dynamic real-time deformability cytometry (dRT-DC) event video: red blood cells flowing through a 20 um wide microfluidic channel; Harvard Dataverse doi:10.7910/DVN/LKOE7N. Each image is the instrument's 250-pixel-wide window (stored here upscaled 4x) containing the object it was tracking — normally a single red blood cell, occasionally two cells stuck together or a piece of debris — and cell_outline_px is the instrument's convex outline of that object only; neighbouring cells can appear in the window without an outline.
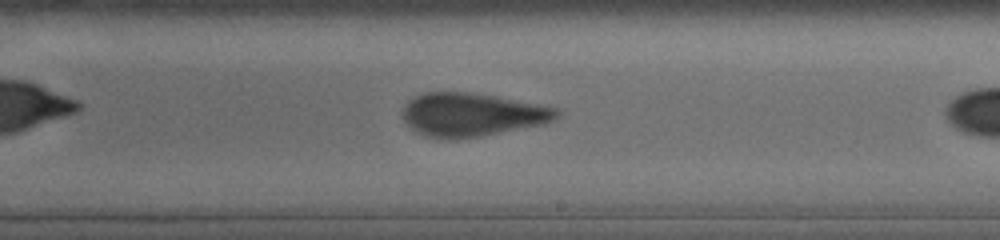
{"species": "human", "species_latin": "Homo sapiens", "temperature_condition": "cold", "stored_images_in_passage": 13, "segment_of_instrument_passage": [1, 2], "camera_frame_rate_fps": 3000, "um_per_image_px": 0.085, "donor": {"sex": "male"}, "frame": {"image": 1, "passage_image": 11, "time_ms": 4.667, "image_size_px": [1000, 240], "cell_outline_px": [[560, 112], [552, 120], [544, 124], [480, 136], [448, 140], [424, 136], [416, 132], [404, 120], [400, 112], [404, 104], [408, 100], [424, 92], [468, 92], [496, 96], [556, 108]], "centroid_in_image_um": [40.03, 9.75], "position_along_channel_um": 249.0, "area_um2": 38.9}}